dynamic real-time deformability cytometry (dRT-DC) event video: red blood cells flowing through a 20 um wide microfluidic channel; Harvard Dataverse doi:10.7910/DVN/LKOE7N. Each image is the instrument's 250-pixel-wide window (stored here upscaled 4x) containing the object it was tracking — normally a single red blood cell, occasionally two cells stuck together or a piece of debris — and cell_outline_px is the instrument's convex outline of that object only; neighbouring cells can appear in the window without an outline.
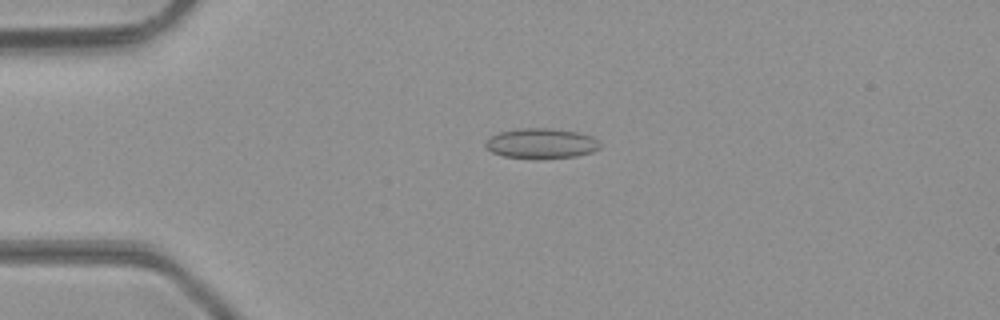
{"species": "common noctule bat (a hibernating species)", "species_latin": "Nyctalus noctula", "temperature_condition": "room temperature", "stored_images_in_passage": 47, "camera_frame_rate_fps": 3000, "um_per_image_px": 0.085, "animal": {"sex": "male", "body_mass_g": 23.1, "forearm_length_mm": 52.7}, "frame": {"image": 1, "passage_image": 11, "time_ms": 3.333, "image_size_px": [1000, 320], "cell_outline_px": [[600, 148], [592, 152], [576, 156], [540, 160], [536, 160], [504, 156], [492, 152], [484, 144], [492, 136], [500, 132], [520, 128], [548, 128], [576, 132], [592, 136], [600, 144]], "centroid_in_image_um": [46.02, 12.21], "position_along_channel_um": 39.0, "area_um2": 20.23}}
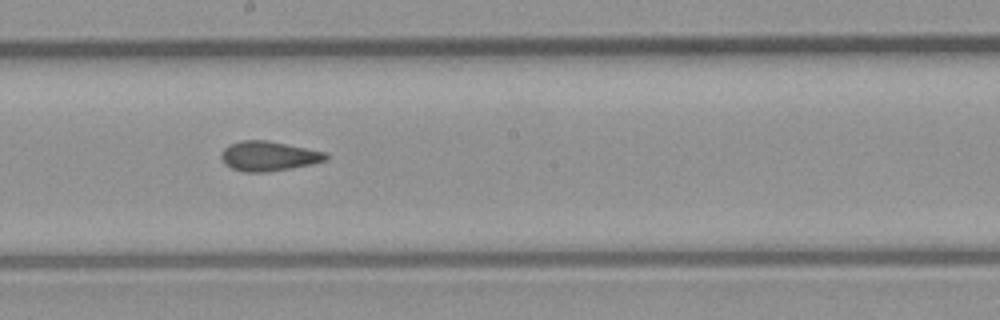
{"frame": {"image": 2, "passage_image": 26, "time_ms": 8.333, "image_size_px": [1000, 320], "cell_outline_px": [[328, 160], [312, 164], [292, 168], [268, 172], [244, 172], [232, 168], [224, 164], [220, 156], [220, 152], [224, 148], [240, 140], [268, 140], [328, 152]], "centroid_in_image_um": [22.85, 13.27], "position_along_channel_um": 225.3, "area_um2": 18.38}}
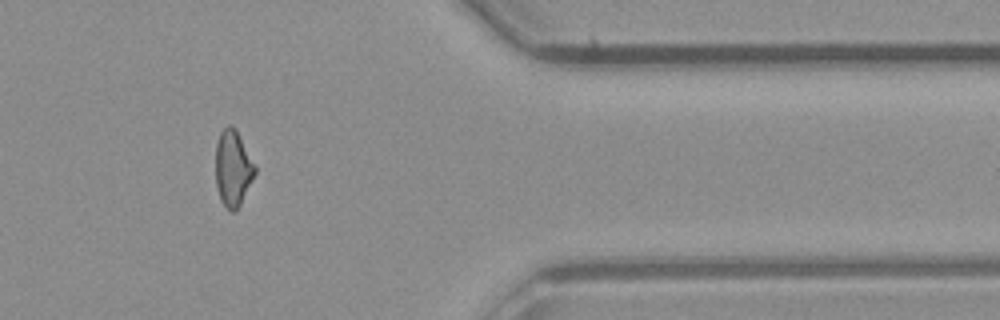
{"frame": {"image": 3, "passage_image": 39, "time_ms": 12.667, "image_size_px": [1000, 320], "cell_outline_px": [[256, 172], [236, 212], [232, 212], [220, 200], [216, 184], [216, 144], [220, 132], [228, 124], [232, 124], [236, 128], [256, 164]], "centroid_in_image_um": [19.81, 14.26], "position_along_channel_um": 391.6, "area_um2": 17.57}, "authors_computed_cell_mechanics": {"area_um2": 18.1492, "velocity_mm_per_s": 4.3623, "shape_relaxation_time_tau1_ms": null, "shape_relaxation_time_tau2_ms": 1.9484, "deformation_change_tau1": null, "deformation_change_tau2": 0.0875}}